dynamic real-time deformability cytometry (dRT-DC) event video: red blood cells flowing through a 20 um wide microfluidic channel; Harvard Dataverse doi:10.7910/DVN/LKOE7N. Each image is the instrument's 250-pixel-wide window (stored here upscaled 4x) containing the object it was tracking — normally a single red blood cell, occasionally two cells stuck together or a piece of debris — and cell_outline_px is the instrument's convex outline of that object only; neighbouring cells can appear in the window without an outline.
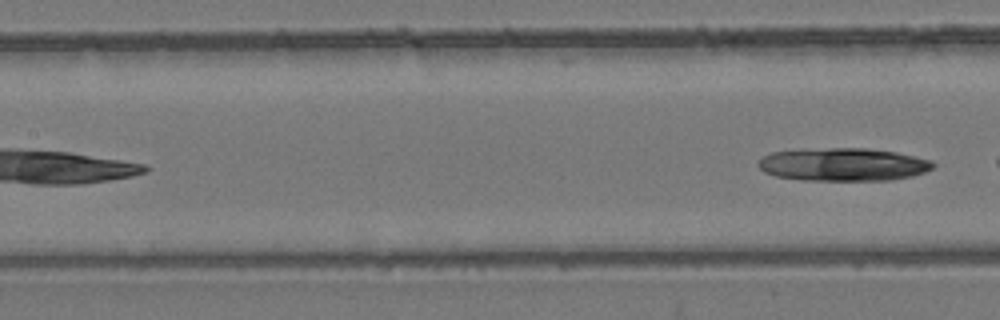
{"species": "common noctule bat (a hibernating species)", "species_latin": "Nyctalus noctula", "temperature_condition": "room temperature", "stored_images_in_passage": 4, "segment_of_instrument_passage": [2, 2], "camera_frame_rate_fps": 3000, "um_per_image_px": 0.085, "animal": {"sex": "female", "body_mass_g": 24.6, "forearm_length_mm": 56.2}, "frame": {"image": 1, "passage_image": 4, "time_ms": 3.667, "image_size_px": [1000, 320], "cell_outline_px": [[936, 164], [932, 168], [924, 172], [912, 176], [888, 180], [804, 180], [776, 176], [764, 172], [756, 164], [764, 156], [772, 152], [828, 148], [864, 148], [896, 152], [916, 156], [932, 160]], "centroid_in_image_um": [71.7, 13.98], "position_along_channel_um": 135.7, "area_um2": 33.41}}